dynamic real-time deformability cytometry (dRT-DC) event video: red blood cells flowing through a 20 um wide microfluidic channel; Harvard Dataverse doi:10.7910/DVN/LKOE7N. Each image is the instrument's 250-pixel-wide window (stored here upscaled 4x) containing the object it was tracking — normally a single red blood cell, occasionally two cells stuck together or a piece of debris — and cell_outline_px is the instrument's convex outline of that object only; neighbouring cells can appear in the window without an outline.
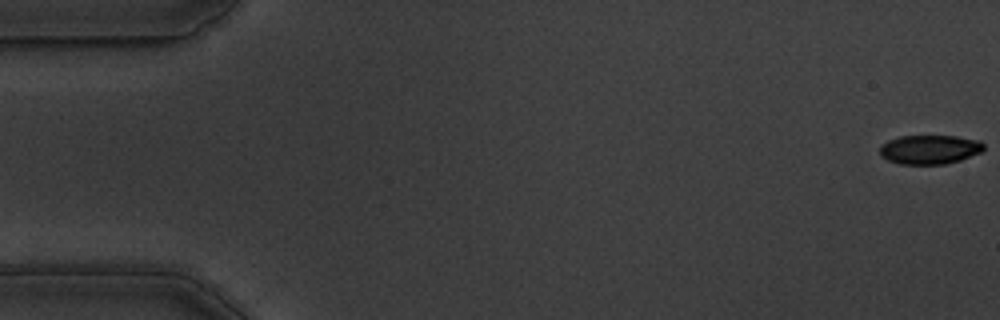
{"species": "common noctule bat (a hibernating species)", "species_latin": "Nyctalus noctula", "temperature_condition": "warm", "stored_images_in_passage": 56, "camera_frame_rate_fps": 3000, "um_per_image_px": 0.085, "animal": {"sex": "male", "body_mass_g": 19.5, "forearm_length_mm": 54.6}, "frame": {"image": 1, "passage_image": 1, "time_ms": 0.0, "image_size_px": [1000, 320], "cell_outline_px": [[984, 148], [980, 152], [960, 160], [944, 164], [900, 164], [888, 160], [880, 156], [880, 144], [888, 140], [900, 136], [956, 136], [980, 140], [984, 144]], "centroid_in_image_um": [79.0, 12.7], "position_along_channel_um": 6.0, "area_um2": 17.69}}
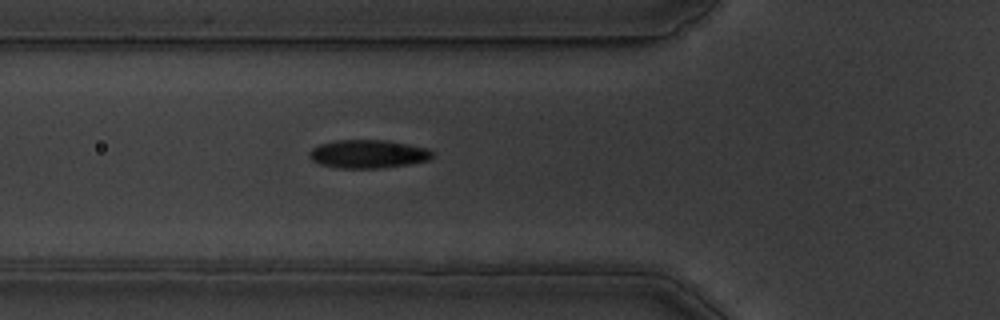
{"frame": {"image": 2, "passage_image": 20, "time_ms": 6.333, "image_size_px": [1000, 320], "cell_outline_px": [[436, 152], [428, 160], [408, 164], [380, 168], [336, 168], [320, 164], [312, 160], [308, 156], [308, 152], [312, 148], [320, 144], [336, 140], [392, 140], [428, 148]], "centroid_in_image_um": [31.3, 13.08], "position_along_channel_um": 94.5, "area_um2": 20.58}}
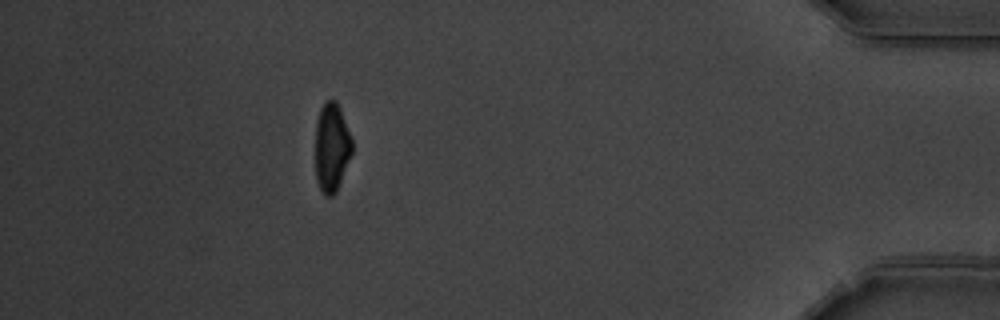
{"frame": {"image": 3, "passage_image": 50, "time_ms": 16.333, "image_size_px": [1000, 320], "cell_outline_px": [[352, 152], [336, 192], [332, 196], [324, 196], [316, 180], [316, 120], [320, 108], [324, 100], [336, 100], [340, 108], [352, 136]], "centroid_in_image_um": [28.19, 12.49], "position_along_channel_um": 407.0, "area_um2": 19.13}, "authors_computed_cell_mechanics": {"area_um2": 20.1144, "velocity_mm_per_s": 3.6536, "shape_relaxation_time_tau1_ms": 4.2852, "shape_relaxation_time_tau2_ms": 2.2859, "deformation_change_tau1": 0.142, "deformation_change_tau2": 0.0735}}